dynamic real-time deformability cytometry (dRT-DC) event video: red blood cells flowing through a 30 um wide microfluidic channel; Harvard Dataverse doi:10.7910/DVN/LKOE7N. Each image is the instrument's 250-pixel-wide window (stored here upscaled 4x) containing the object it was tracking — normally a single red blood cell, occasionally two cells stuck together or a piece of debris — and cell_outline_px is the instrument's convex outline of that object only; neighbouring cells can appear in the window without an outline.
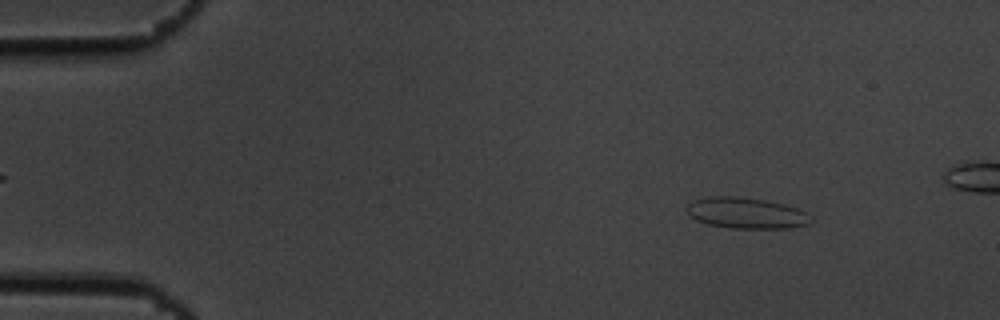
{"species": "common noctule bat (a hibernating species)", "species_latin": "Nyctalus noctula", "temperature_condition": "cold", "stored_images_in_passage": 51, "camera_frame_rate_fps": 3000, "um_per_image_px": 0.085, "animal": {"sex": "male", "body_mass_g": 19.5, "forearm_length_mm": 54.6}, "frame": {"image": 1, "passage_image": 6, "time_ms": 1.667, "image_size_px": [1000, 320], "cell_outline_px": [[812, 220], [808, 224], [788, 228], [728, 228], [708, 224], [696, 220], [684, 208], [692, 200], [708, 196], [736, 196], [764, 200], [784, 204], [796, 208], [812, 216]], "centroid_in_image_um": [63.39, 18.1], "position_along_channel_um": 21.6, "area_um2": 22.43}}
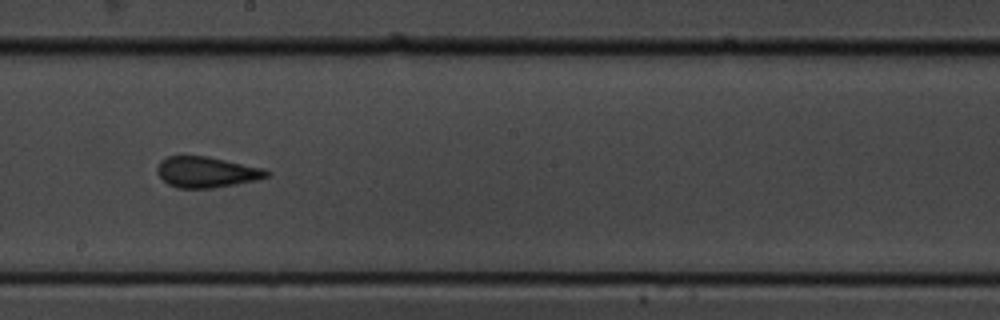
{"frame": {"image": 2, "passage_image": 30, "time_ms": 9.667, "image_size_px": [1000, 320], "cell_outline_px": [[272, 176], [256, 180], [236, 184], [212, 188], [176, 188], [168, 184], [156, 172], [156, 168], [160, 160], [168, 156], [208, 156], [264, 168], [272, 172]], "centroid_in_image_um": [17.58, 14.62], "position_along_channel_um": 230.6, "area_um2": 19.88}}
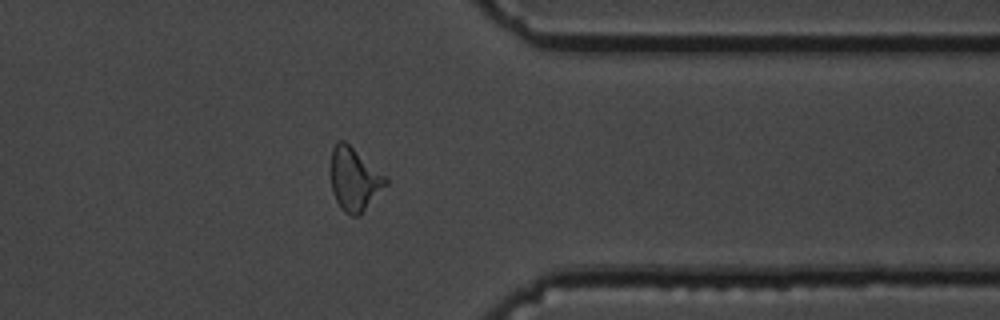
{"frame": {"image": 3, "passage_image": 43, "time_ms": 14.0, "image_size_px": [1000, 320], "cell_outline_px": [[388, 184], [360, 216], [352, 216], [344, 212], [340, 208], [332, 192], [332, 148], [336, 140], [344, 140], [388, 176]], "centroid_in_image_um": [30.16, 15.24], "position_along_channel_um": 381.2, "area_um2": 20.46}}